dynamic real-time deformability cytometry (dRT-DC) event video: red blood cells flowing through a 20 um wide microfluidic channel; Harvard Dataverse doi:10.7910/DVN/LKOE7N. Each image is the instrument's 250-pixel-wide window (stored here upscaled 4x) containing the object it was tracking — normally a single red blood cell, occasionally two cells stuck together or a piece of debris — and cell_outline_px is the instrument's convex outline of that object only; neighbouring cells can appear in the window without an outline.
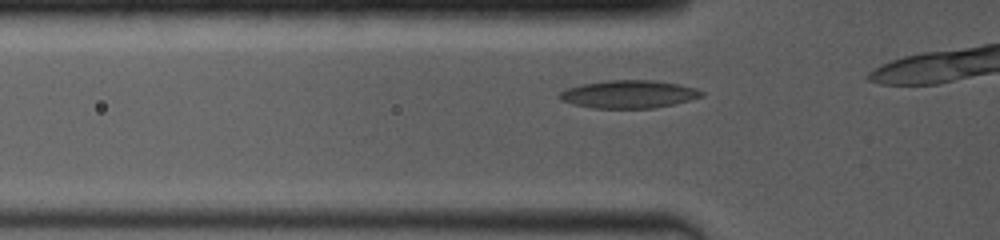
{"species": "common noctule bat (a hibernating species)", "species_latin": "Nyctalus noctula", "temperature_condition": "room temperature", "stored_images_in_passage": 11, "camera_frame_rate_fps": 4000, "um_per_image_px": 0.085, "animal": {"sex": "female", "body_mass_g": 19.0, "forearm_length_mm": 53.3}, "frame": {"image": 1, "passage_image": 4, "time_ms": 0.75, "image_size_px": [1000, 240], "cell_outline_px": [[704, 96], [672, 104], [652, 108], [592, 108], [572, 104], [560, 100], [556, 96], [564, 88], [580, 84], [608, 80], [652, 80], [680, 84], [696, 88], [704, 92]], "centroid_in_image_um": [53.39, 8.0], "position_along_channel_um": 72.4, "area_um2": 23.24}}
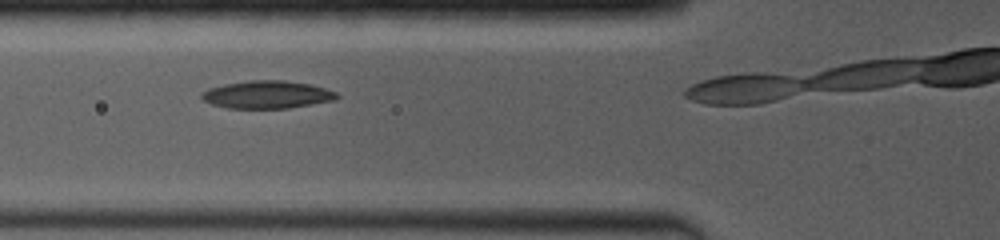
{"frame": {"image": 2, "passage_image": 8, "time_ms": 1.5, "image_size_px": [1000, 240], "cell_outline_px": [[340, 96], [336, 100], [288, 108], [228, 108], [212, 104], [204, 100], [200, 96], [200, 92], [208, 88], [224, 84], [248, 80], [284, 80], [312, 84], [336, 92]], "centroid_in_image_um": [22.7, 8.03], "position_along_channel_um": 103.1, "area_um2": 21.96}}